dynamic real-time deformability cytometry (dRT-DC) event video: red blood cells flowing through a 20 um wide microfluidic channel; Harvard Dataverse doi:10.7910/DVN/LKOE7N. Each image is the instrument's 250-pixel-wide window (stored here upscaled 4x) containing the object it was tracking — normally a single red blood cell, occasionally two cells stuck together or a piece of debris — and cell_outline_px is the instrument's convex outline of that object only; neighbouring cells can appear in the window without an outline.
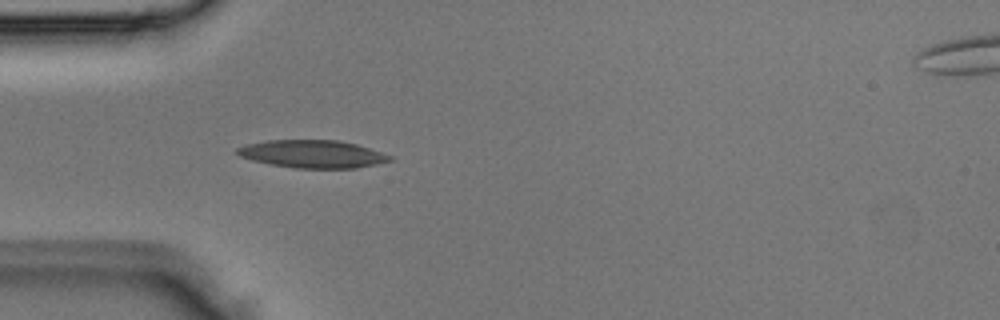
{"species": "Egyptian fruit bat (a non-hibernating species)", "species_latin": "Rousettus aegyptiacus", "temperature_condition": "room temperature", "stored_images_in_passage": 2, "segment_of_instrument_passage": [1, 2], "camera_frame_rate_fps": 3000, "um_per_image_px": 0.085, "animal": {"sex": "male"}, "frame": {"image": 1, "passage_image": 1, "time_ms": 0.0, "image_size_px": [1000, 320], "cell_outline_px": [[396, 160], [356, 168], [296, 168], [272, 164], [252, 160], [240, 156], [236, 152], [236, 148], [244, 144], [268, 140], [336, 140], [356, 144], [392, 156]], "centroid_in_image_um": [26.56, 13.09], "position_along_channel_um": 58.4, "area_um2": 24.62}}